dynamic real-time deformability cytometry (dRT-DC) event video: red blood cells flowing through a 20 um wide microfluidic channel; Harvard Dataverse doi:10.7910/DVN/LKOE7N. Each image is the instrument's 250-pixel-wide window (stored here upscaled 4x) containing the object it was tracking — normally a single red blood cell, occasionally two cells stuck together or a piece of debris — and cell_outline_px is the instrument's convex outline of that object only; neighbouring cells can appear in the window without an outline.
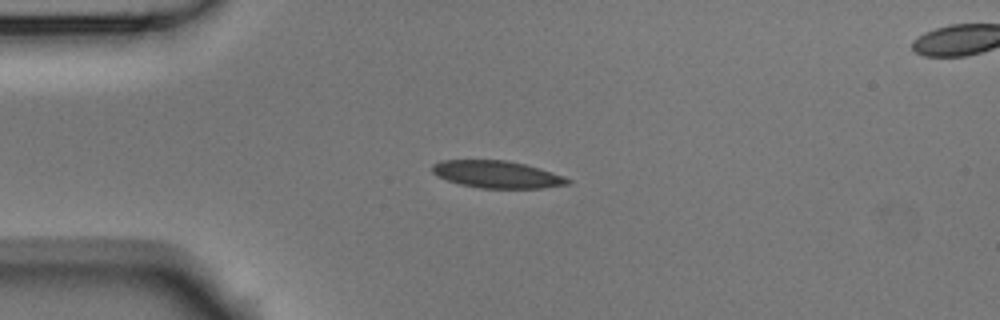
{"species": "Egyptian fruit bat (a non-hibernating species)", "species_latin": "Rousettus aegyptiacus", "temperature_condition": "room temperature", "stored_images_in_passage": 6, "camera_frame_rate_fps": 3000, "um_per_image_px": 0.085, "animal": {"sex": "male"}, "frame": {"image": 1, "passage_image": 3, "time_ms": 0.667, "image_size_px": [1000, 320], "cell_outline_px": [[572, 184], [544, 188], [480, 188], [460, 184], [436, 176], [432, 172], [432, 164], [440, 160], [504, 160], [524, 164], [540, 168], [564, 176], [572, 180]], "centroid_in_image_um": [42.27, 14.83], "position_along_channel_um": 42.7, "area_um2": 21.62}}
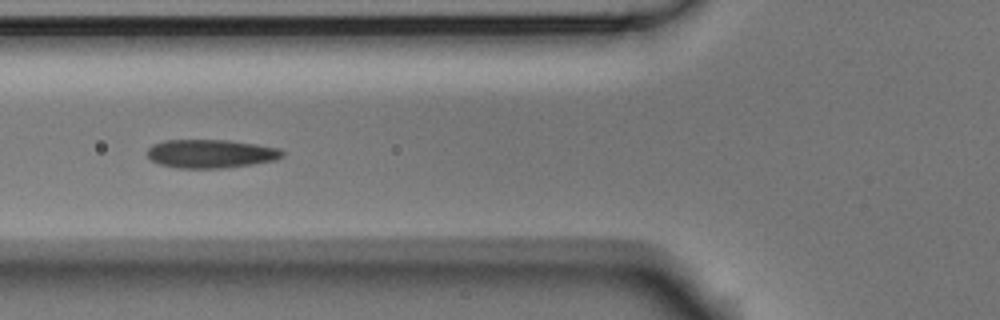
{"frame": {"image": 2, "passage_image": 5, "time_ms": 1.333, "image_size_px": [1000, 320], "cell_outline_px": [[284, 156], [276, 160], [252, 164], [224, 168], [176, 168], [160, 164], [152, 160], [148, 156], [148, 148], [152, 144], [164, 140], [228, 140], [256, 144], [280, 148], [284, 152]], "centroid_in_image_um": [17.94, 13.06], "position_along_channel_um": 107.9, "area_um2": 22.54}}
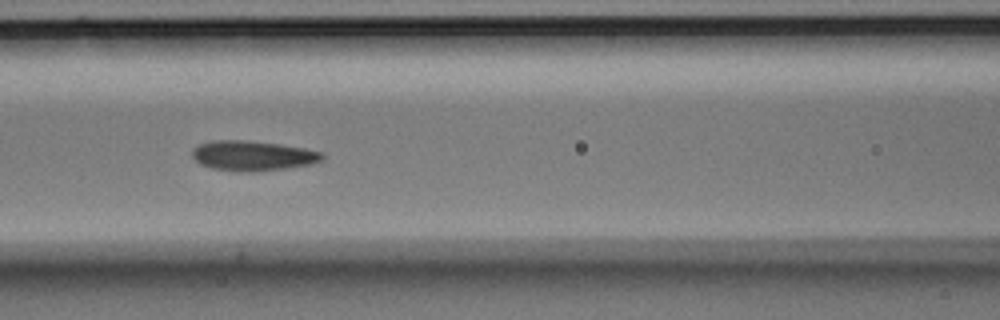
{"frame": {"image": 3, "passage_image": 6, "time_ms": 1.667, "image_size_px": [1000, 320], "cell_outline_px": [[324, 156], [320, 160], [308, 164], [284, 168], [252, 172], [236, 172], [212, 168], [200, 164], [192, 156], [192, 148], [196, 144], [208, 140], [248, 140], [280, 144], [304, 148], [324, 152]], "centroid_in_image_um": [21.4, 13.22], "position_along_channel_um": 145.2, "area_um2": 22.89}}